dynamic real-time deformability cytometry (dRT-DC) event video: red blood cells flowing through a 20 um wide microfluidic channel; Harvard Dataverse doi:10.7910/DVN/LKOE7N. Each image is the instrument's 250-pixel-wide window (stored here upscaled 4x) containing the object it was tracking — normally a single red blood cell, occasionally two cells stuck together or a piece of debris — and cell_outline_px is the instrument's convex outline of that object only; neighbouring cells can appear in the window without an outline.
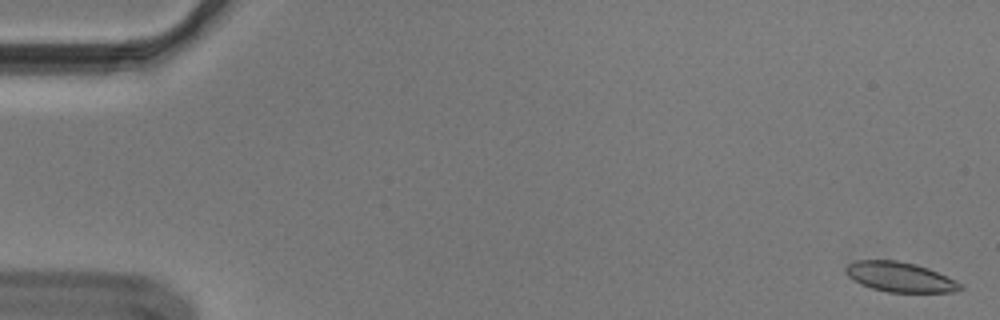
{"species": "Egyptian fruit bat (a non-hibernating species)", "species_latin": "Rousettus aegyptiacus", "temperature_condition": "cold", "stored_images_in_passage": 56, "segment_of_instrument_passage": [1, 2], "camera_frame_rate_fps": 3000, "um_per_image_px": 0.085, "animal": {"sex": "male"}, "frame": {"image": 1, "passage_image": 2, "time_ms": 0.333, "image_size_px": [1000, 320], "cell_outline_px": [[964, 288], [956, 292], [888, 292], [872, 288], [860, 284], [848, 276], [848, 264], [856, 260], [896, 260], [916, 264], [928, 268], [956, 280], [964, 284]], "centroid_in_image_um": [76.57, 23.55], "position_along_channel_um": 8.4, "area_um2": 19.88}}
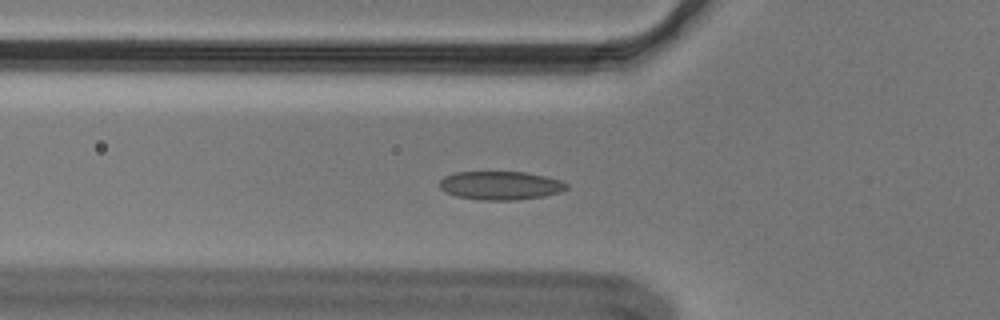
{"frame": {"image": 2, "passage_image": 20, "time_ms": 6.333, "image_size_px": [1000, 320], "cell_outline_px": [[568, 188], [560, 192], [544, 196], [516, 200], [480, 200], [456, 196], [444, 192], [440, 188], [440, 180], [444, 176], [456, 172], [524, 172], [544, 176], [560, 180], [568, 184]], "centroid_in_image_um": [42.52, 15.77], "position_along_channel_um": 83.3, "area_um2": 21.15}}
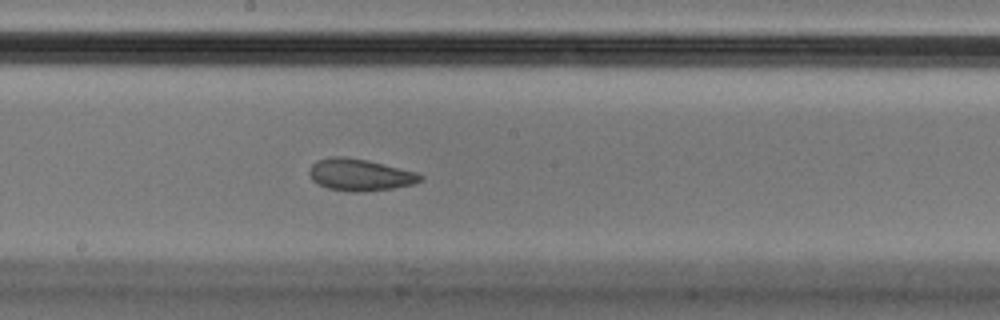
{"frame": {"image": 3, "passage_image": 31, "time_ms": 10.0, "image_size_px": [1000, 320], "cell_outline_px": [[424, 180], [412, 184], [392, 188], [364, 192], [352, 192], [328, 188], [312, 180], [308, 172], [312, 164], [320, 160], [332, 156], [344, 156], [368, 160], [416, 172], [424, 176]], "centroid_in_image_um": [30.61, 14.86], "position_along_channel_um": 217.6, "area_um2": 20.58}}